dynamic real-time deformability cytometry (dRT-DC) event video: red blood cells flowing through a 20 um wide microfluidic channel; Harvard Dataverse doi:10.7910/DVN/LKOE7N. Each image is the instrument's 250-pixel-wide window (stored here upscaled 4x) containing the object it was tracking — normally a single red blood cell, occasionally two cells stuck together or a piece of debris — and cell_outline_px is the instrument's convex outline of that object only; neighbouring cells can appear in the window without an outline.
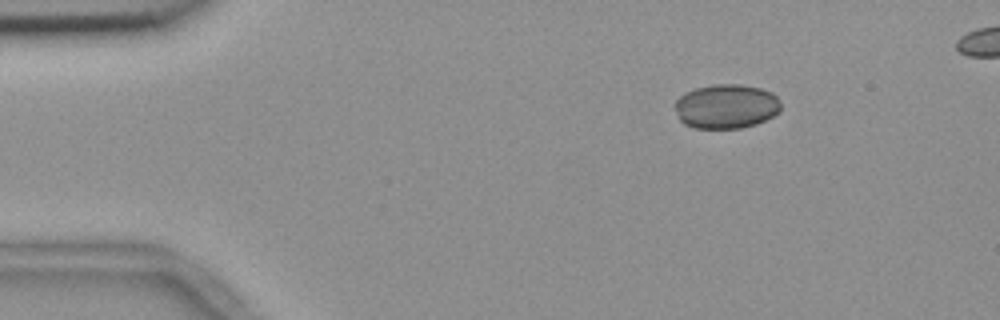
{"species": "common noctule bat (a hibernating species)", "species_latin": "Nyctalus noctula", "temperature_condition": "room temperature", "stored_images_in_passage": 5, "camera_frame_rate_fps": 3000, "um_per_image_px": 0.085, "animal": {"sex": "female", "body_mass_g": 18.4}, "frame": {"image": 1, "passage_image": 2, "time_ms": 0.333, "image_size_px": [1000, 320], "cell_outline_px": [[780, 112], [756, 124], [740, 128], [692, 128], [684, 124], [676, 116], [672, 104], [684, 92], [696, 88], [716, 84], [740, 84], [760, 88], [772, 92], [780, 100]], "centroid_in_image_um": [61.68, 9.04], "position_along_channel_um": 23.3, "area_um2": 27.74}}